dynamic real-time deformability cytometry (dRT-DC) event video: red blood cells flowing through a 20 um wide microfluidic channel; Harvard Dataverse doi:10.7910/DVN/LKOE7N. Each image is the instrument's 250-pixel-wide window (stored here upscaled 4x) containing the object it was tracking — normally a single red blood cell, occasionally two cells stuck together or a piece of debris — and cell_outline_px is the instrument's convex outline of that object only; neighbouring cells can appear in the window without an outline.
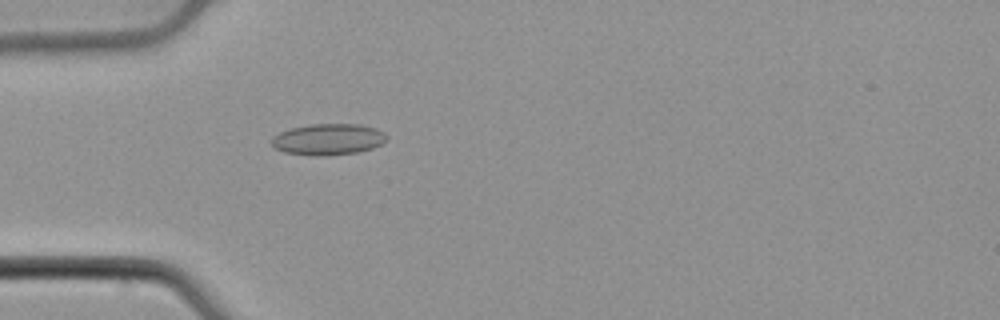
{"species": "common noctule bat (a hibernating species)", "species_latin": "Nyctalus noctula", "temperature_condition": "cold", "stored_images_in_passage": 38, "camera_frame_rate_fps": 3000, "um_per_image_px": 0.085, "animal": {"sex": "male", "body_mass_g": 21.5, "forearm_length_mm": 52.0}, "frame": {"image": 1, "passage_image": 1, "time_ms": 0.0, "image_size_px": [1000, 320], "cell_outline_px": [[388, 140], [372, 148], [356, 152], [320, 156], [316, 156], [284, 152], [276, 148], [272, 144], [272, 136], [280, 132], [292, 128], [308, 124], [360, 124], [376, 128], [384, 132], [388, 136]], "centroid_in_image_um": [27.92, 11.83], "position_along_channel_um": 57.1, "area_um2": 20.92}}
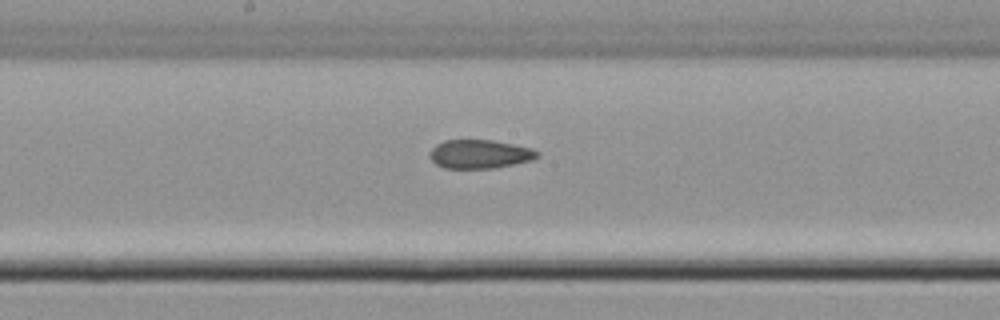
{"frame": {"image": 2, "passage_image": 13, "time_ms": 4.0, "image_size_px": [1000, 320], "cell_outline_px": [[540, 156], [532, 160], [492, 168], [444, 168], [436, 164], [428, 156], [428, 152], [436, 144], [444, 140], [492, 140], [532, 148], [540, 152]], "centroid_in_image_um": [40.76, 13.09], "position_along_channel_um": 207.4, "area_um2": 18.03}}
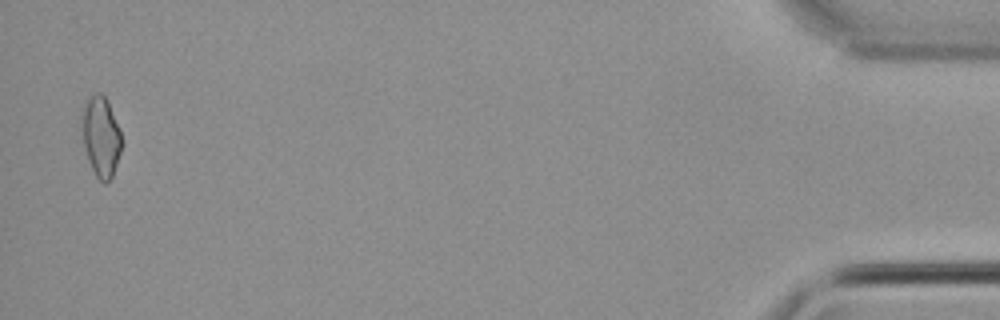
{"frame": {"image": 3, "passage_image": 37, "time_ms": 12.0, "image_size_px": [1000, 320], "cell_outline_px": [[124, 144], [112, 176], [104, 184], [96, 176], [88, 160], [84, 144], [80, 116], [80, 112], [88, 96], [96, 92], [100, 92], [104, 96], [120, 128]], "centroid_in_image_um": [8.58, 11.57], "position_along_channel_um": 426.6, "area_um2": 18.84}, "authors_computed_cell_mechanics": {"area_um2": 18.3804, "velocity_mm_per_s": 3.8854, "shape_relaxation_time_tau1_ms": null, "shape_relaxation_time_tau2_ms": 4.3543, "deformation_change_tau1": null, "deformation_change_tau2": 0.1067}}